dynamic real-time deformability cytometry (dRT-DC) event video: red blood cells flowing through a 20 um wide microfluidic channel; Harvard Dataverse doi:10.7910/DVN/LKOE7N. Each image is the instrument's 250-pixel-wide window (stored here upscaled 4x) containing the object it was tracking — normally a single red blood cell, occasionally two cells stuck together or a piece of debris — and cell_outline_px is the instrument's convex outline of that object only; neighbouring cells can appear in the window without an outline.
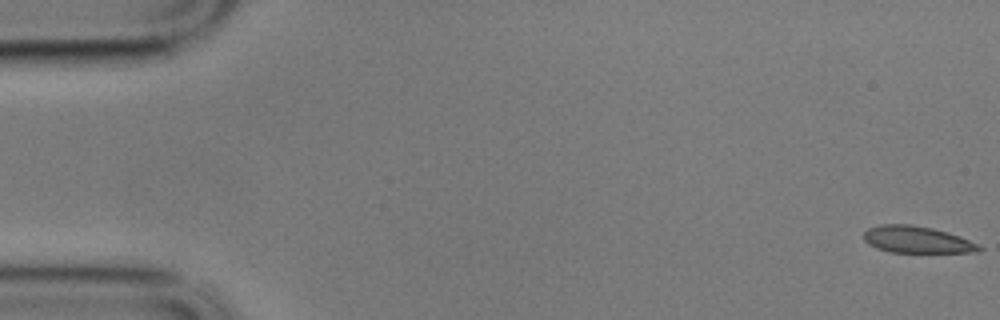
{"species": "common noctule bat (a hibernating species)", "species_latin": "Nyctalus noctula", "temperature_condition": "cold", "stored_images_in_passage": 14, "camera_frame_rate_fps": 3000, "um_per_image_px": 0.085, "animal": {"sex": "male", "body_mass_g": 17.9}, "frame": {"image": 1, "passage_image": 1, "time_ms": 0.0, "image_size_px": [1000, 320], "cell_outline_px": [[984, 248], [976, 252], [888, 252], [876, 248], [868, 244], [864, 240], [864, 232], [868, 228], [880, 224], [912, 224], [932, 228], [948, 232], [960, 236], [980, 244]], "centroid_in_image_um": [77.94, 20.36], "position_along_channel_um": 7.1, "area_um2": 18.21}}